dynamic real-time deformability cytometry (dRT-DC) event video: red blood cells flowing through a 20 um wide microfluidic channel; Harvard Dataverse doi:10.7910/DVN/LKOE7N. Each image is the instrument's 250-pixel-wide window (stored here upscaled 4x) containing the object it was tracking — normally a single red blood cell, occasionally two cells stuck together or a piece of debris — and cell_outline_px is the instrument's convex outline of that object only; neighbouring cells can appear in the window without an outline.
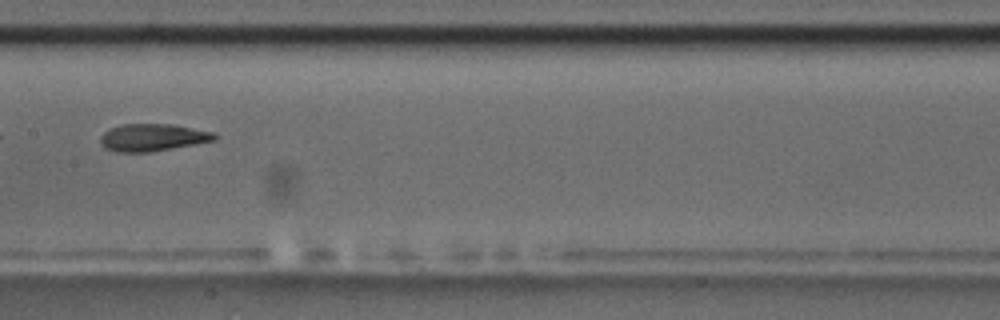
{"species": "common noctule bat (a hibernating species)", "species_latin": "Nyctalus noctula", "temperature_condition": "room temperature", "stored_images_in_passage": 13, "segment_of_instrument_passage": [2, 2], "camera_frame_rate_fps": 3000, "um_per_image_px": 0.085, "animal": {"sex": "male", "body_mass_g": 17.5, "forearm_length_mm": 52.3}, "frame": {"image": 1, "passage_image": 8, "time_ms": 8.333, "image_size_px": [1000, 320], "cell_outline_px": [[220, 136], [216, 140], [196, 144], [148, 152], [116, 152], [104, 148], [100, 144], [100, 136], [104, 132], [120, 124], [172, 124], [216, 132]], "centroid_in_image_um": [13.0, 11.68], "position_along_channel_um": 194.4, "area_um2": 18.38}}